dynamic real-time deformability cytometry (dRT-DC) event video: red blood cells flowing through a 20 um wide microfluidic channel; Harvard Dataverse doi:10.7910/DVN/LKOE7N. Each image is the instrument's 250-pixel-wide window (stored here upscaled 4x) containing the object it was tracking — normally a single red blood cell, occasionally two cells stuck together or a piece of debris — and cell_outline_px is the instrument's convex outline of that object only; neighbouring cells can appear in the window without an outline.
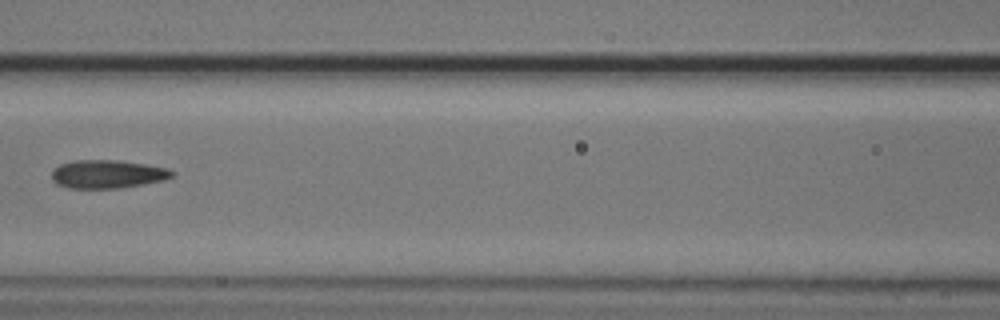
{"species": "common noctule bat (a hibernating species)", "species_latin": "Nyctalus noctula", "temperature_condition": "cold", "stored_images_in_passage": 7, "camera_frame_rate_fps": 3000, "um_per_image_px": 0.085, "animal": {"sex": "male", "body_mass_g": 20.5, "forearm_length_mm": 52.5}, "frame": {"image": 1, "passage_image": 7, "time_ms": 2.0, "image_size_px": [1000, 320], "cell_outline_px": [[176, 176], [164, 180], [144, 184], [120, 188], [68, 188], [56, 184], [52, 180], [52, 168], [60, 164], [76, 160], [116, 160], [144, 164], [168, 168], [176, 172]], "centroid_in_image_um": [9.15, 14.8], "position_along_channel_um": 157.5, "area_um2": 20.06}}